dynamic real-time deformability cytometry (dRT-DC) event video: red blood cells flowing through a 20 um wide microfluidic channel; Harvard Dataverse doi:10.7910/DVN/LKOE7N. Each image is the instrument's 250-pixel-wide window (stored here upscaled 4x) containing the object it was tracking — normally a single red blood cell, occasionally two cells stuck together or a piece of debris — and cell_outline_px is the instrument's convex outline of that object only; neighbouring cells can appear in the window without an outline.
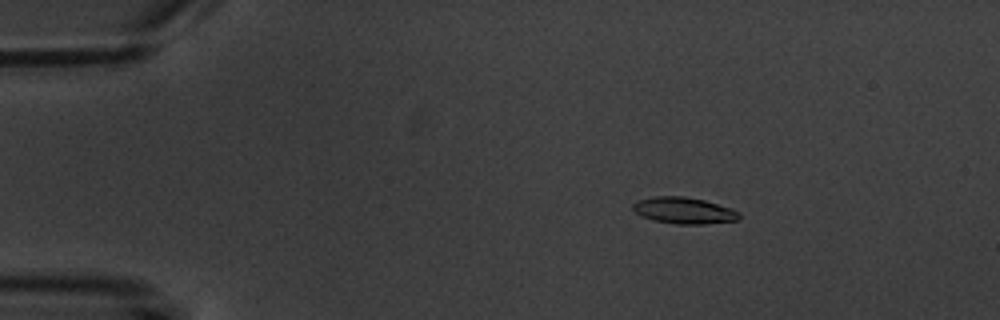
{"species": "common noctule bat (a hibernating species)", "species_latin": "Nyctalus noctula", "temperature_condition": "warm", "stored_images_in_passage": 4, "camera_frame_rate_fps": 3000, "um_per_image_px": 0.085, "animal": {"sex": "male", "body_mass_g": 20.1, "forearm_length_mm": 53.5}, "frame": {"image": 1, "passage_image": 1, "time_ms": 0.0, "image_size_px": [1000, 320], "cell_outline_px": [[740, 216], [736, 220], [704, 224], [676, 224], [652, 220], [636, 212], [632, 208], [632, 204], [636, 200], [656, 196], [684, 196], [704, 200], [740, 212]], "centroid_in_image_um": [58.09, 17.89], "position_along_channel_um": 26.9, "area_um2": 16.18}}
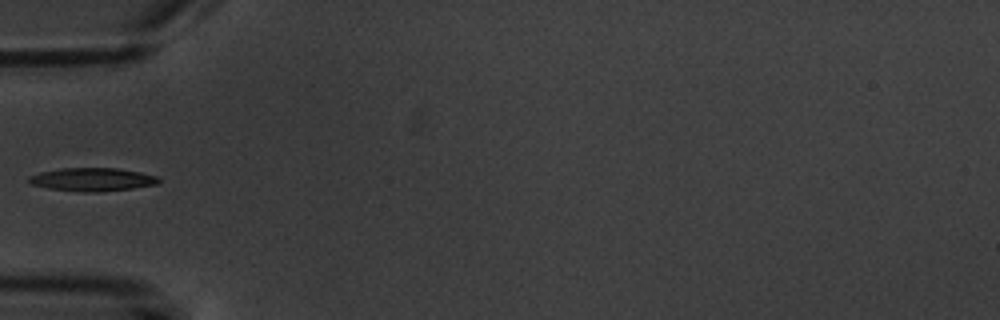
{"frame": {"image": 2, "passage_image": 4, "time_ms": 3.333, "image_size_px": [1000, 320], "cell_outline_px": [[160, 180], [156, 184], [132, 188], [96, 192], [80, 192], [48, 188], [32, 184], [28, 180], [28, 176], [40, 172], [60, 168], [116, 168], [140, 172], [156, 176]], "centroid_in_image_um": [7.81, 15.25], "position_along_channel_um": 77.2, "area_um2": 17.46}}